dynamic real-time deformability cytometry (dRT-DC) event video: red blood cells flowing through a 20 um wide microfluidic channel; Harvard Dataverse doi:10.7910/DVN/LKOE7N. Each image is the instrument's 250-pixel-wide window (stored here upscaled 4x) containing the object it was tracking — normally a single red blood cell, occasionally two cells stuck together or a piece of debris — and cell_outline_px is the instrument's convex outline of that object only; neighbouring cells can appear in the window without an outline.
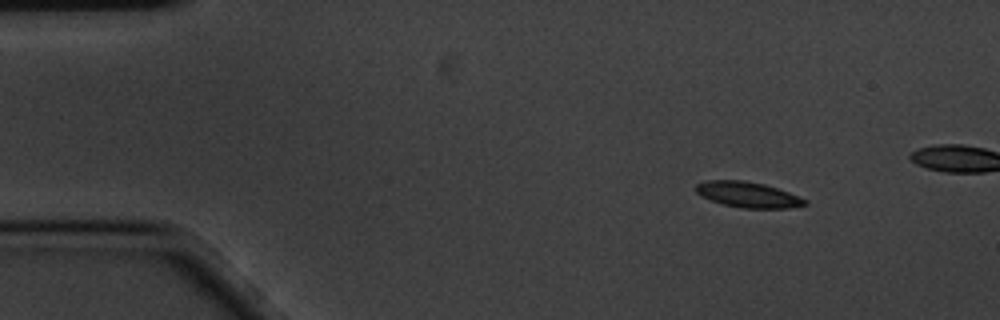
{"species": "common noctule bat (a hibernating species)", "species_latin": "Nyctalus noctula", "temperature_condition": "cold", "stored_images_in_passage": 5, "camera_frame_rate_fps": 3000, "um_per_image_px": 0.085, "animal": {"sex": "male", "body_mass_g": 20.1, "forearm_length_mm": 53.5}, "frame": {"image": 1, "passage_image": 2, "time_ms": 0.333, "image_size_px": [1000, 320], "cell_outline_px": [[808, 204], [788, 208], [740, 208], [724, 204], [700, 196], [696, 192], [696, 184], [708, 180], [744, 180], [764, 184], [788, 192], [808, 200]], "centroid_in_image_um": [63.57, 16.54], "position_along_channel_um": 21.4, "area_um2": 16.18}}